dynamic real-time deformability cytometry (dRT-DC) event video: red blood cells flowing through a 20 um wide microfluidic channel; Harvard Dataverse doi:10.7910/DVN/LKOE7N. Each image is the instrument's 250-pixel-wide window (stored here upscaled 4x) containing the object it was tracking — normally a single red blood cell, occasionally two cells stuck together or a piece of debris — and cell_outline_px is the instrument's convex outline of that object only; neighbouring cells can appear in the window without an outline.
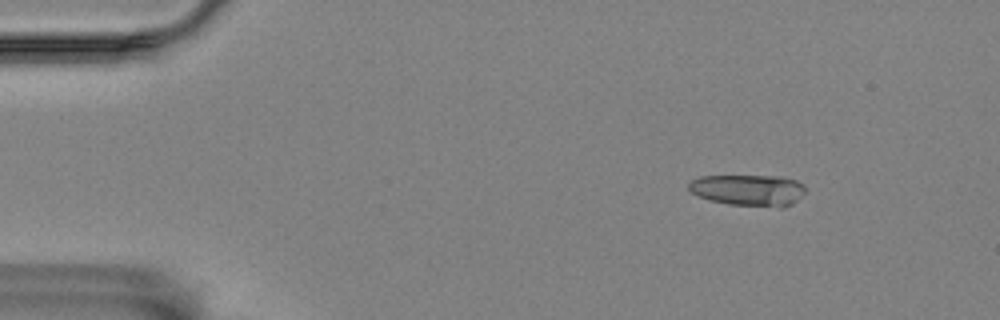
{"species": "Egyptian fruit bat (a non-hibernating species)", "species_latin": "Rousettus aegyptiacus", "temperature_condition": "room temperature", "stored_images_in_passage": 5, "camera_frame_rate_fps": 3000, "um_per_image_px": 0.085, "animal": {"sex": "female"}, "frame": {"image": 1, "passage_image": 2, "time_ms": 1.333, "image_size_px": [1000, 320], "cell_outline_px": [[804, 192], [792, 204], [780, 208], [728, 204], [712, 200], [700, 196], [692, 192], [688, 188], [688, 184], [692, 180], [700, 176], [776, 176], [796, 180], [804, 184]], "centroid_in_image_um": [63.63, 16.16], "position_along_channel_um": 21.4, "area_um2": 21.21}}
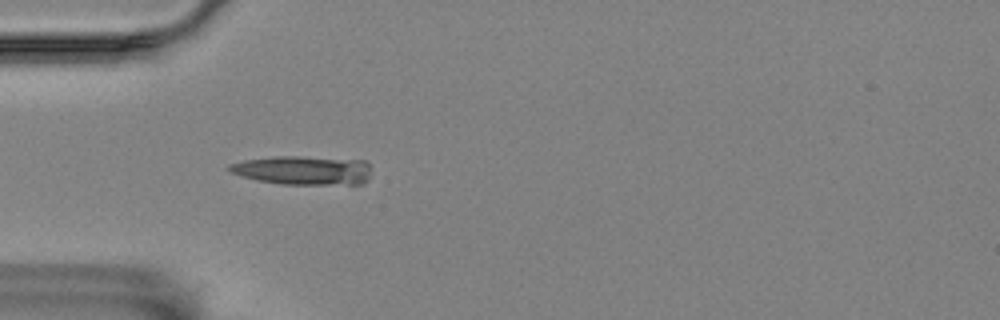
{"frame": {"image": 2, "passage_image": 5, "time_ms": 4.667, "image_size_px": [1000, 320], "cell_outline_px": [[368, 180], [364, 184], [280, 184], [256, 180], [232, 172], [228, 168], [228, 164], [244, 160], [276, 156], [296, 156], [364, 160], [368, 164]], "centroid_in_image_um": [25.77, 14.47], "position_along_channel_um": 59.2, "area_um2": 23.81}}